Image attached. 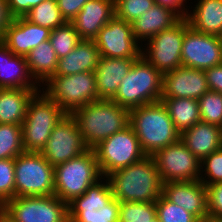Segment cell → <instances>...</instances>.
Segmentation results:
<instances>
[{"mask_svg":"<svg viewBox=\"0 0 222 222\" xmlns=\"http://www.w3.org/2000/svg\"><path fill=\"white\" fill-rule=\"evenodd\" d=\"M24 18L33 24L49 28L50 30H54L66 22L60 13L56 0L42 1L32 7L25 14Z\"/></svg>","mask_w":222,"mask_h":222,"instance_id":"f546056e","label":"cell"},{"mask_svg":"<svg viewBox=\"0 0 222 222\" xmlns=\"http://www.w3.org/2000/svg\"><path fill=\"white\" fill-rule=\"evenodd\" d=\"M155 206L161 222H199L193 214L170 202L163 194L155 201Z\"/></svg>","mask_w":222,"mask_h":222,"instance_id":"e575fe53","label":"cell"},{"mask_svg":"<svg viewBox=\"0 0 222 222\" xmlns=\"http://www.w3.org/2000/svg\"><path fill=\"white\" fill-rule=\"evenodd\" d=\"M26 61L31 75L42 86L55 74L58 57L50 40H46L29 52Z\"/></svg>","mask_w":222,"mask_h":222,"instance_id":"83f0119b","label":"cell"},{"mask_svg":"<svg viewBox=\"0 0 222 222\" xmlns=\"http://www.w3.org/2000/svg\"><path fill=\"white\" fill-rule=\"evenodd\" d=\"M15 222H66L68 204L56 195L14 197L2 206Z\"/></svg>","mask_w":222,"mask_h":222,"instance_id":"8fae6325","label":"cell"},{"mask_svg":"<svg viewBox=\"0 0 222 222\" xmlns=\"http://www.w3.org/2000/svg\"><path fill=\"white\" fill-rule=\"evenodd\" d=\"M0 222H15V220L3 207L0 209Z\"/></svg>","mask_w":222,"mask_h":222,"instance_id":"bcb514c9","label":"cell"},{"mask_svg":"<svg viewBox=\"0 0 222 222\" xmlns=\"http://www.w3.org/2000/svg\"><path fill=\"white\" fill-rule=\"evenodd\" d=\"M77 121L85 144L93 149L107 137L129 126L130 110L115 101L98 99L71 114Z\"/></svg>","mask_w":222,"mask_h":222,"instance_id":"7a4b0ae2","label":"cell"},{"mask_svg":"<svg viewBox=\"0 0 222 222\" xmlns=\"http://www.w3.org/2000/svg\"><path fill=\"white\" fill-rule=\"evenodd\" d=\"M180 139L191 153L201 161L222 147V128L200 120L185 130L180 135Z\"/></svg>","mask_w":222,"mask_h":222,"instance_id":"603a6c76","label":"cell"},{"mask_svg":"<svg viewBox=\"0 0 222 222\" xmlns=\"http://www.w3.org/2000/svg\"><path fill=\"white\" fill-rule=\"evenodd\" d=\"M188 12L189 26L197 32L222 36V0H197Z\"/></svg>","mask_w":222,"mask_h":222,"instance_id":"484cf974","label":"cell"},{"mask_svg":"<svg viewBox=\"0 0 222 222\" xmlns=\"http://www.w3.org/2000/svg\"><path fill=\"white\" fill-rule=\"evenodd\" d=\"M154 4V0H114V16L132 23Z\"/></svg>","mask_w":222,"mask_h":222,"instance_id":"8d00e7d4","label":"cell"},{"mask_svg":"<svg viewBox=\"0 0 222 222\" xmlns=\"http://www.w3.org/2000/svg\"><path fill=\"white\" fill-rule=\"evenodd\" d=\"M208 216L222 218V182L206 186Z\"/></svg>","mask_w":222,"mask_h":222,"instance_id":"ab89813d","label":"cell"},{"mask_svg":"<svg viewBox=\"0 0 222 222\" xmlns=\"http://www.w3.org/2000/svg\"><path fill=\"white\" fill-rule=\"evenodd\" d=\"M49 40L58 59L68 55L82 41L72 22L51 30Z\"/></svg>","mask_w":222,"mask_h":222,"instance_id":"4dcf8cb0","label":"cell"},{"mask_svg":"<svg viewBox=\"0 0 222 222\" xmlns=\"http://www.w3.org/2000/svg\"><path fill=\"white\" fill-rule=\"evenodd\" d=\"M155 4L167 7L175 11L181 18H187L190 6H186L190 0H154ZM187 7V8H186Z\"/></svg>","mask_w":222,"mask_h":222,"instance_id":"ee69618b","label":"cell"},{"mask_svg":"<svg viewBox=\"0 0 222 222\" xmlns=\"http://www.w3.org/2000/svg\"><path fill=\"white\" fill-rule=\"evenodd\" d=\"M106 178L113 198L119 202H155L162 195L163 182L152 156H145Z\"/></svg>","mask_w":222,"mask_h":222,"instance_id":"6da1fadb","label":"cell"},{"mask_svg":"<svg viewBox=\"0 0 222 222\" xmlns=\"http://www.w3.org/2000/svg\"><path fill=\"white\" fill-rule=\"evenodd\" d=\"M199 222H222V218H213L208 216Z\"/></svg>","mask_w":222,"mask_h":222,"instance_id":"7dc6e473","label":"cell"},{"mask_svg":"<svg viewBox=\"0 0 222 222\" xmlns=\"http://www.w3.org/2000/svg\"><path fill=\"white\" fill-rule=\"evenodd\" d=\"M207 91L209 87L203 70L180 66L162 76L161 99L199 100Z\"/></svg>","mask_w":222,"mask_h":222,"instance_id":"2e32d148","label":"cell"},{"mask_svg":"<svg viewBox=\"0 0 222 222\" xmlns=\"http://www.w3.org/2000/svg\"><path fill=\"white\" fill-rule=\"evenodd\" d=\"M41 90L66 114L98 100L94 72L51 76Z\"/></svg>","mask_w":222,"mask_h":222,"instance_id":"52a82bcc","label":"cell"},{"mask_svg":"<svg viewBox=\"0 0 222 222\" xmlns=\"http://www.w3.org/2000/svg\"><path fill=\"white\" fill-rule=\"evenodd\" d=\"M89 0H56L62 17L71 22Z\"/></svg>","mask_w":222,"mask_h":222,"instance_id":"60d3db41","label":"cell"},{"mask_svg":"<svg viewBox=\"0 0 222 222\" xmlns=\"http://www.w3.org/2000/svg\"><path fill=\"white\" fill-rule=\"evenodd\" d=\"M155 216V202H119L118 222H150Z\"/></svg>","mask_w":222,"mask_h":222,"instance_id":"d6a6232c","label":"cell"},{"mask_svg":"<svg viewBox=\"0 0 222 222\" xmlns=\"http://www.w3.org/2000/svg\"><path fill=\"white\" fill-rule=\"evenodd\" d=\"M71 222H118L119 201L113 198L102 209L94 211L80 210Z\"/></svg>","mask_w":222,"mask_h":222,"instance_id":"d590c367","label":"cell"},{"mask_svg":"<svg viewBox=\"0 0 222 222\" xmlns=\"http://www.w3.org/2000/svg\"><path fill=\"white\" fill-rule=\"evenodd\" d=\"M175 128L182 134L200 121L199 102L189 98L161 99Z\"/></svg>","mask_w":222,"mask_h":222,"instance_id":"f1b7e54d","label":"cell"},{"mask_svg":"<svg viewBox=\"0 0 222 222\" xmlns=\"http://www.w3.org/2000/svg\"><path fill=\"white\" fill-rule=\"evenodd\" d=\"M114 17V0H89L71 21L82 40H93Z\"/></svg>","mask_w":222,"mask_h":222,"instance_id":"ffe728a7","label":"cell"},{"mask_svg":"<svg viewBox=\"0 0 222 222\" xmlns=\"http://www.w3.org/2000/svg\"><path fill=\"white\" fill-rule=\"evenodd\" d=\"M102 177L125 168L147 156L141 149L139 139L129 125L112 134L93 148Z\"/></svg>","mask_w":222,"mask_h":222,"instance_id":"9c48e42d","label":"cell"},{"mask_svg":"<svg viewBox=\"0 0 222 222\" xmlns=\"http://www.w3.org/2000/svg\"><path fill=\"white\" fill-rule=\"evenodd\" d=\"M31 75L26 57L14 55L0 40V88L41 89Z\"/></svg>","mask_w":222,"mask_h":222,"instance_id":"44dd1931","label":"cell"},{"mask_svg":"<svg viewBox=\"0 0 222 222\" xmlns=\"http://www.w3.org/2000/svg\"><path fill=\"white\" fill-rule=\"evenodd\" d=\"M51 30L31 23L24 17L13 18L1 41L14 54L26 57L40 43L49 40Z\"/></svg>","mask_w":222,"mask_h":222,"instance_id":"ac0fdd59","label":"cell"},{"mask_svg":"<svg viewBox=\"0 0 222 222\" xmlns=\"http://www.w3.org/2000/svg\"><path fill=\"white\" fill-rule=\"evenodd\" d=\"M102 178L93 149L54 166V195L67 204Z\"/></svg>","mask_w":222,"mask_h":222,"instance_id":"8992f818","label":"cell"},{"mask_svg":"<svg viewBox=\"0 0 222 222\" xmlns=\"http://www.w3.org/2000/svg\"><path fill=\"white\" fill-rule=\"evenodd\" d=\"M152 157L163 184L200 179L201 161L191 153L181 139L159 149Z\"/></svg>","mask_w":222,"mask_h":222,"instance_id":"7c38bea8","label":"cell"},{"mask_svg":"<svg viewBox=\"0 0 222 222\" xmlns=\"http://www.w3.org/2000/svg\"><path fill=\"white\" fill-rule=\"evenodd\" d=\"M182 66L205 71L222 64V39L189 27L183 37Z\"/></svg>","mask_w":222,"mask_h":222,"instance_id":"9a60e30c","label":"cell"},{"mask_svg":"<svg viewBox=\"0 0 222 222\" xmlns=\"http://www.w3.org/2000/svg\"><path fill=\"white\" fill-rule=\"evenodd\" d=\"M162 74L143 56L134 63L123 78L112 99L129 110L161 100Z\"/></svg>","mask_w":222,"mask_h":222,"instance_id":"277c9868","label":"cell"},{"mask_svg":"<svg viewBox=\"0 0 222 222\" xmlns=\"http://www.w3.org/2000/svg\"><path fill=\"white\" fill-rule=\"evenodd\" d=\"M15 158L0 159V204L15 197Z\"/></svg>","mask_w":222,"mask_h":222,"instance_id":"f35d334b","label":"cell"},{"mask_svg":"<svg viewBox=\"0 0 222 222\" xmlns=\"http://www.w3.org/2000/svg\"><path fill=\"white\" fill-rule=\"evenodd\" d=\"M150 222H161V220L158 218V216L156 215L155 217H153L152 219H151V221Z\"/></svg>","mask_w":222,"mask_h":222,"instance_id":"c3c4849f","label":"cell"},{"mask_svg":"<svg viewBox=\"0 0 222 222\" xmlns=\"http://www.w3.org/2000/svg\"><path fill=\"white\" fill-rule=\"evenodd\" d=\"M41 89L0 88V124L22 125L29 101Z\"/></svg>","mask_w":222,"mask_h":222,"instance_id":"d4e9b609","label":"cell"},{"mask_svg":"<svg viewBox=\"0 0 222 222\" xmlns=\"http://www.w3.org/2000/svg\"><path fill=\"white\" fill-rule=\"evenodd\" d=\"M198 102L200 120L222 128V93L209 90Z\"/></svg>","mask_w":222,"mask_h":222,"instance_id":"836d02e7","label":"cell"},{"mask_svg":"<svg viewBox=\"0 0 222 222\" xmlns=\"http://www.w3.org/2000/svg\"><path fill=\"white\" fill-rule=\"evenodd\" d=\"M100 57L93 40H82L68 55L58 59L56 72L52 76L94 72Z\"/></svg>","mask_w":222,"mask_h":222,"instance_id":"cb8c5ba5","label":"cell"},{"mask_svg":"<svg viewBox=\"0 0 222 222\" xmlns=\"http://www.w3.org/2000/svg\"><path fill=\"white\" fill-rule=\"evenodd\" d=\"M13 17L10 15L6 0H0V40L3 37L5 29L12 22Z\"/></svg>","mask_w":222,"mask_h":222,"instance_id":"f6af8a7d","label":"cell"},{"mask_svg":"<svg viewBox=\"0 0 222 222\" xmlns=\"http://www.w3.org/2000/svg\"><path fill=\"white\" fill-rule=\"evenodd\" d=\"M181 19L172 9L154 4L131 23L133 35L143 45V41L146 42L163 30L170 29Z\"/></svg>","mask_w":222,"mask_h":222,"instance_id":"7402d4cb","label":"cell"},{"mask_svg":"<svg viewBox=\"0 0 222 222\" xmlns=\"http://www.w3.org/2000/svg\"><path fill=\"white\" fill-rule=\"evenodd\" d=\"M210 91L222 93V64L204 71Z\"/></svg>","mask_w":222,"mask_h":222,"instance_id":"7bdbcfd3","label":"cell"},{"mask_svg":"<svg viewBox=\"0 0 222 222\" xmlns=\"http://www.w3.org/2000/svg\"><path fill=\"white\" fill-rule=\"evenodd\" d=\"M162 194L170 202L193 214L199 221L208 217L207 189L200 180L164 183Z\"/></svg>","mask_w":222,"mask_h":222,"instance_id":"e0dca14e","label":"cell"},{"mask_svg":"<svg viewBox=\"0 0 222 222\" xmlns=\"http://www.w3.org/2000/svg\"><path fill=\"white\" fill-rule=\"evenodd\" d=\"M67 114L44 92H37L28 103L21 125L22 144L27 152H41L53 128Z\"/></svg>","mask_w":222,"mask_h":222,"instance_id":"5b68a950","label":"cell"},{"mask_svg":"<svg viewBox=\"0 0 222 222\" xmlns=\"http://www.w3.org/2000/svg\"><path fill=\"white\" fill-rule=\"evenodd\" d=\"M24 151L21 125L0 124V159L15 158Z\"/></svg>","mask_w":222,"mask_h":222,"instance_id":"1f68e13d","label":"cell"},{"mask_svg":"<svg viewBox=\"0 0 222 222\" xmlns=\"http://www.w3.org/2000/svg\"><path fill=\"white\" fill-rule=\"evenodd\" d=\"M88 149L78 128L77 121L71 114H67L53 128L45 147L40 153L52 166H56L80 156Z\"/></svg>","mask_w":222,"mask_h":222,"instance_id":"4fadbf2b","label":"cell"},{"mask_svg":"<svg viewBox=\"0 0 222 222\" xmlns=\"http://www.w3.org/2000/svg\"><path fill=\"white\" fill-rule=\"evenodd\" d=\"M138 58H109L101 56L94 70L98 99L112 100L120 83Z\"/></svg>","mask_w":222,"mask_h":222,"instance_id":"d6986e66","label":"cell"},{"mask_svg":"<svg viewBox=\"0 0 222 222\" xmlns=\"http://www.w3.org/2000/svg\"><path fill=\"white\" fill-rule=\"evenodd\" d=\"M112 199L113 194L109 181L106 177H102L81 196L68 203V219L71 220L80 210H100Z\"/></svg>","mask_w":222,"mask_h":222,"instance_id":"4316f807","label":"cell"},{"mask_svg":"<svg viewBox=\"0 0 222 222\" xmlns=\"http://www.w3.org/2000/svg\"><path fill=\"white\" fill-rule=\"evenodd\" d=\"M199 180L205 186L222 182V147L201 160Z\"/></svg>","mask_w":222,"mask_h":222,"instance_id":"74e56055","label":"cell"},{"mask_svg":"<svg viewBox=\"0 0 222 222\" xmlns=\"http://www.w3.org/2000/svg\"><path fill=\"white\" fill-rule=\"evenodd\" d=\"M100 56L139 58L142 45L135 39L132 24L114 16L93 39Z\"/></svg>","mask_w":222,"mask_h":222,"instance_id":"5bb4252c","label":"cell"},{"mask_svg":"<svg viewBox=\"0 0 222 222\" xmlns=\"http://www.w3.org/2000/svg\"><path fill=\"white\" fill-rule=\"evenodd\" d=\"M186 18H182L170 29L163 30L145 42L141 56L152 64L162 75L182 66L181 51L185 31L189 28Z\"/></svg>","mask_w":222,"mask_h":222,"instance_id":"30bf717a","label":"cell"},{"mask_svg":"<svg viewBox=\"0 0 222 222\" xmlns=\"http://www.w3.org/2000/svg\"><path fill=\"white\" fill-rule=\"evenodd\" d=\"M147 156L180 139L168 110L162 101L146 104L130 110V123Z\"/></svg>","mask_w":222,"mask_h":222,"instance_id":"3957f363","label":"cell"},{"mask_svg":"<svg viewBox=\"0 0 222 222\" xmlns=\"http://www.w3.org/2000/svg\"><path fill=\"white\" fill-rule=\"evenodd\" d=\"M10 15L13 18L24 17L25 14L34 6L44 0H6Z\"/></svg>","mask_w":222,"mask_h":222,"instance_id":"b9f144b4","label":"cell"},{"mask_svg":"<svg viewBox=\"0 0 222 222\" xmlns=\"http://www.w3.org/2000/svg\"><path fill=\"white\" fill-rule=\"evenodd\" d=\"M15 197L54 195V166L40 152L15 157Z\"/></svg>","mask_w":222,"mask_h":222,"instance_id":"ba28073f","label":"cell"}]
</instances>
